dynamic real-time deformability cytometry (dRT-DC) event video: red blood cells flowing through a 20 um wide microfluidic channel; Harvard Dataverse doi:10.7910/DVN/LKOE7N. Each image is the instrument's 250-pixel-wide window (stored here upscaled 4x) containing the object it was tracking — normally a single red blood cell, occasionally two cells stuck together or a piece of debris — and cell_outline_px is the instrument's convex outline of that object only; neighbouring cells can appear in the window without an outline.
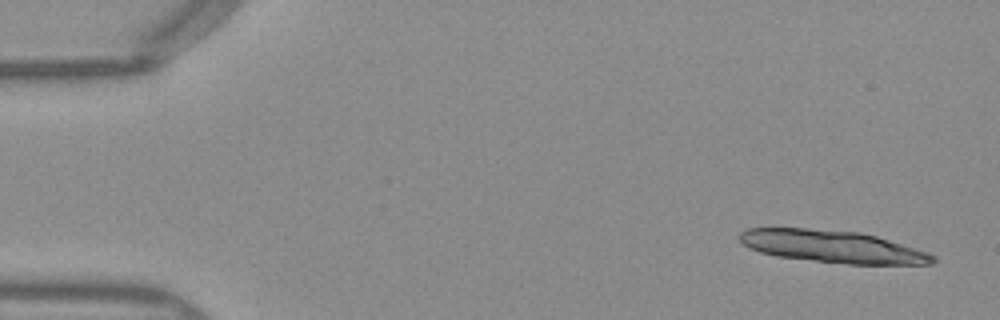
{"species": "Egyptian fruit bat (a non-hibernating species)", "species_latin": "Rousettus aegyptiacus", "temperature_condition": "warm", "stored_images_in_passage": 13, "camera_frame_rate_fps": 3000, "um_per_image_px": 0.085, "frame": {"image": 1, "passage_image": 2, "time_ms": 0.333, "image_size_px": [1000, 320], "cell_outline_px": [[936, 260], [932, 264], [848, 264], [776, 256], [760, 252], [748, 248], [740, 240], [740, 232], [748, 228], [804, 228], [860, 232], [876, 236], [928, 252], [936, 256]], "centroid_in_image_um": [70.76, 20.95], "position_along_channel_um": 14.2, "area_um2": 36.18}}